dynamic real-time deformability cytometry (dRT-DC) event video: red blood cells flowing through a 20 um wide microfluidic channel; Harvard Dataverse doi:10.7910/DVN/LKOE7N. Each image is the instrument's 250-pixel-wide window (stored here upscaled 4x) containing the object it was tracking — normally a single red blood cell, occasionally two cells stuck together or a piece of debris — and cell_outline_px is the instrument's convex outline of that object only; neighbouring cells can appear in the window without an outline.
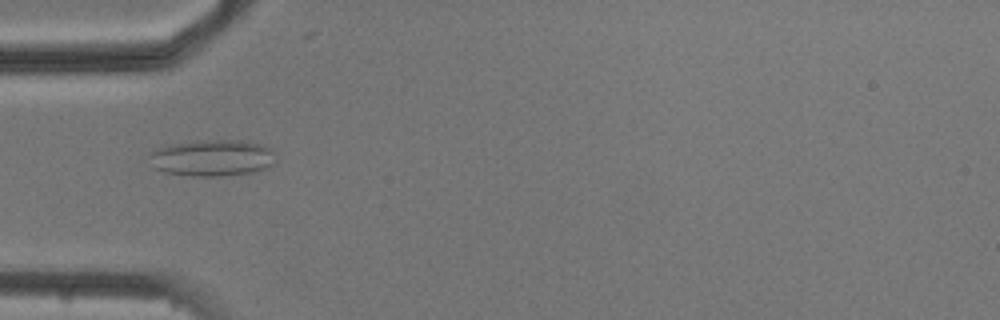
{"species": "common noctule bat (a hibernating species)", "species_latin": "Nyctalus noctula", "temperature_condition": "cold", "stored_images_in_passage": 3, "camera_frame_rate_fps": 3000, "um_per_image_px": 0.085, "animal": {"sex": "male", "body_mass_g": 20.5, "forearm_length_mm": 52.5}, "frame": {"image": 1, "passage_image": 1, "time_ms": 0.0, "image_size_px": [1000, 320], "cell_outline_px": [[276, 148], [272, 164], [268, 168], [252, 172], [220, 176], [192, 176], [164, 172], [152, 168], [148, 156], [148, 152], [168, 144], [196, 140], [248, 140]], "centroid_in_image_um": [18.03, 13.4], "position_along_channel_um": 67.0, "area_um2": 27.57}}
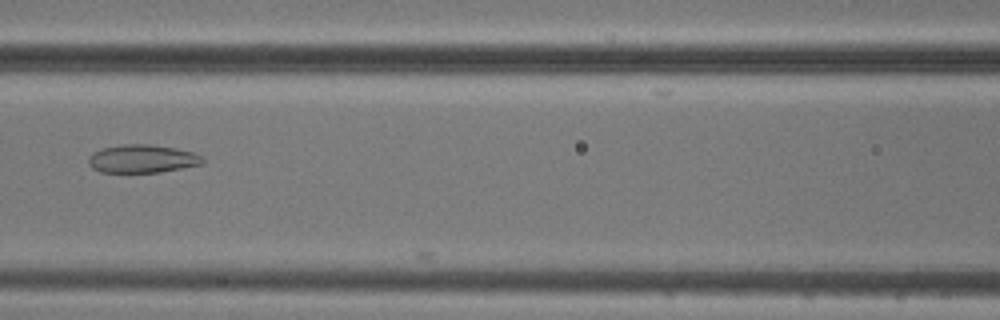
{"frame": {"image": 2, "passage_image": 3, "time_ms": 2.333, "image_size_px": [1000, 320], "cell_outline_px": [[204, 160], [200, 164], [160, 172], [100, 172], [92, 168], [88, 164], [88, 156], [92, 152], [104, 148], [124, 144], [148, 144], [176, 148], [192, 152], [204, 156]], "centroid_in_image_um": [12.06, 13.49], "position_along_channel_um": 154.5, "area_um2": 18.67}}